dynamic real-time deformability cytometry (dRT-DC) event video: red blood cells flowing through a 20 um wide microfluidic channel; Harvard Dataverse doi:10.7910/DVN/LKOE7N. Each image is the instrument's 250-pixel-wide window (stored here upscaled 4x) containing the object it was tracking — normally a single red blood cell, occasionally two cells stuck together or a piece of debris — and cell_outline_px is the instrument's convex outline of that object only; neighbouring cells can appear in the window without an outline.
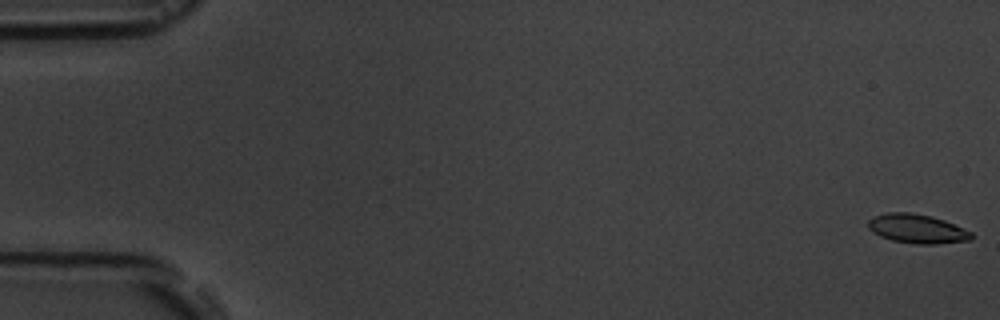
{"species": "common noctule bat (a hibernating species)", "species_latin": "Nyctalus noctula", "temperature_condition": "room temperature", "stored_images_in_passage": 5, "camera_frame_rate_fps": 3000, "um_per_image_px": 0.085, "animal": {"sex": "male", "body_mass_g": 19.5, "forearm_length_mm": 54.6}, "frame": {"image": 1, "passage_image": 1, "time_ms": 0.0, "image_size_px": [1000, 320], "cell_outline_px": [[972, 240], [936, 244], [916, 244], [892, 240], [880, 236], [868, 228], [868, 220], [872, 216], [888, 212], [908, 212], [932, 216], [944, 220], [972, 232]], "centroid_in_image_um": [77.94, 19.44], "position_along_channel_um": 7.1, "area_um2": 17.51}}
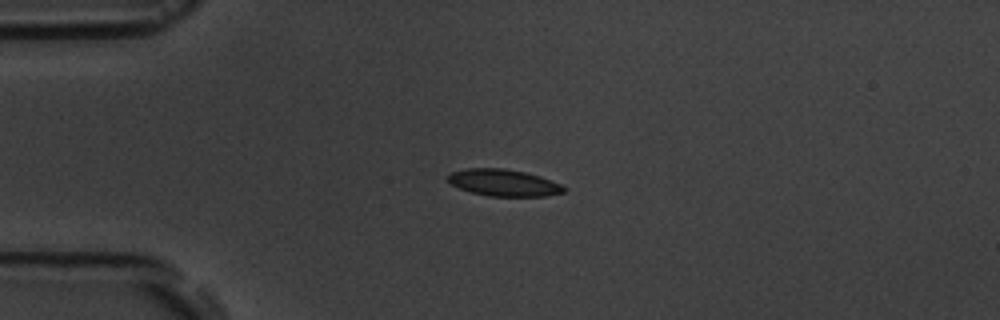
{"frame": {"image": 2, "passage_image": 4, "time_ms": 4.333, "image_size_px": [1000, 320], "cell_outline_px": [[568, 188], [564, 192], [544, 196], [488, 196], [472, 192], [460, 188], [452, 184], [448, 180], [448, 176], [452, 172], [468, 168], [504, 168], [524, 172], [540, 176], [560, 184]], "centroid_in_image_um": [42.84, 15.53], "position_along_channel_um": 42.2, "area_um2": 17.92}}